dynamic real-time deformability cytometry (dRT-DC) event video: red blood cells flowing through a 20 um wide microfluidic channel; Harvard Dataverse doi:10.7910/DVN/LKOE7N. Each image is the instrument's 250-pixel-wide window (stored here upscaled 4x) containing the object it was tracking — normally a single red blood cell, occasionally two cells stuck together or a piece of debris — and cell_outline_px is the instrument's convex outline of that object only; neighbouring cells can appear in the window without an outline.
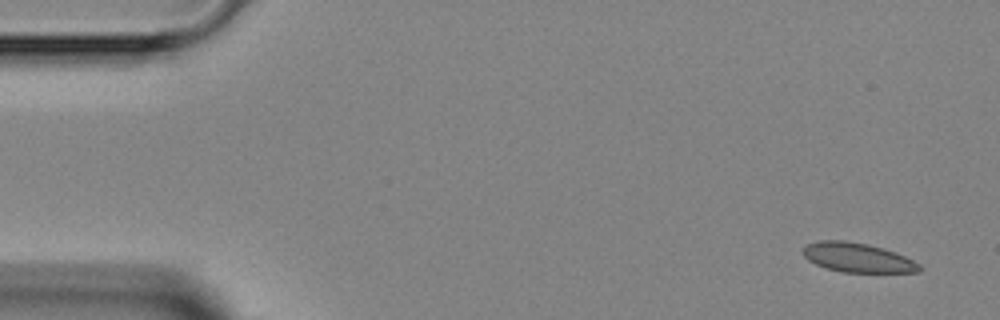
{"species": "Egyptian fruit bat (a non-hibernating species)", "species_latin": "Rousettus aegyptiacus", "temperature_condition": "room temperature", "stored_images_in_passage": 4, "camera_frame_rate_fps": 3000, "um_per_image_px": 0.085, "animal": {"sex": "female"}, "frame": {"image": 1, "passage_image": 1, "time_ms": 0.0, "image_size_px": [1000, 320], "cell_outline_px": [[920, 272], [840, 272], [816, 264], [808, 260], [804, 256], [804, 248], [808, 244], [820, 240], [844, 240], [868, 244], [884, 248], [904, 256], [920, 264]], "centroid_in_image_um": [72.89, 21.89], "position_along_channel_um": 12.1, "area_um2": 19.71}}
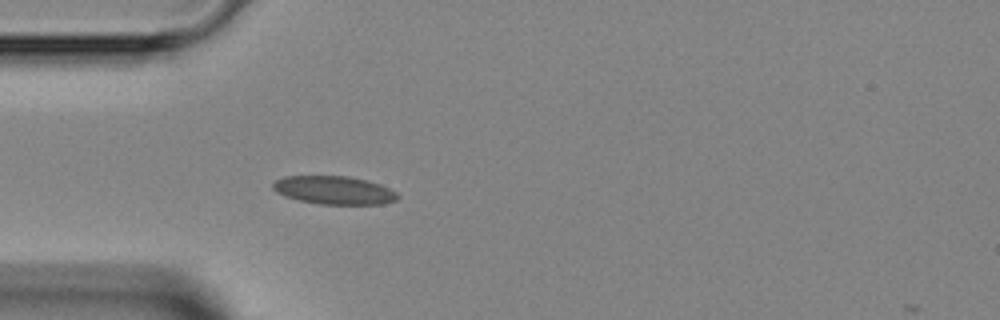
{"frame": {"image": 2, "passage_image": 4, "time_ms": 3.667, "image_size_px": [1000, 320], "cell_outline_px": [[400, 196], [396, 200], [384, 204], [320, 204], [300, 200], [284, 196], [276, 192], [272, 188], [272, 184], [276, 180], [284, 176], [348, 176], [380, 184], [396, 192]], "centroid_in_image_um": [28.38, 16.17], "position_along_channel_um": 56.6, "area_um2": 20.46}}